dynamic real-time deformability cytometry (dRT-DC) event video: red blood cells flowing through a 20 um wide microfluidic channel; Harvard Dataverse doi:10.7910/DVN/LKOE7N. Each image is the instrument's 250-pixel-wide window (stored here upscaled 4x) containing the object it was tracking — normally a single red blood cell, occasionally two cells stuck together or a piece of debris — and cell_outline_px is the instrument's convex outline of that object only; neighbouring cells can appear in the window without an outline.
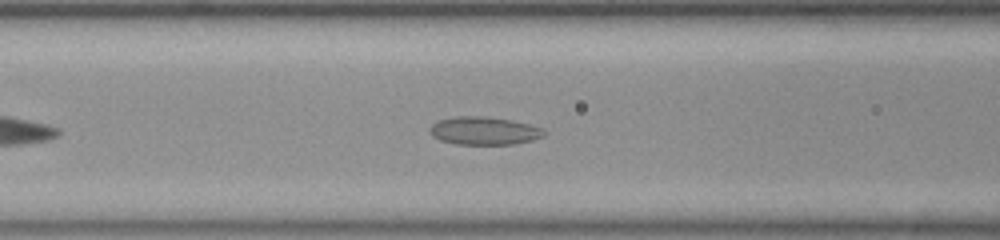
{"species": "common noctule bat (a hibernating species)", "species_latin": "Nyctalus noctula", "temperature_condition": "room temperature", "stored_images_in_passage": 35, "camera_frame_rate_fps": 3000, "um_per_image_px": 0.085, "animal": {"sex": "female", "body_mass_g": 23.0, "forearm_length_mm": 53.4}, "frame": {"image": 1, "passage_image": 7, "time_ms": 2.0, "image_size_px": [1000, 240], "cell_outline_px": [[544, 136], [532, 140], [512, 144], [456, 144], [440, 140], [432, 136], [428, 132], [428, 128], [432, 124], [440, 120], [456, 116], [484, 116], [512, 120], [544, 128]], "centroid_in_image_um": [41.12, 11.11], "position_along_channel_um": 125.5, "area_um2": 18.67}}
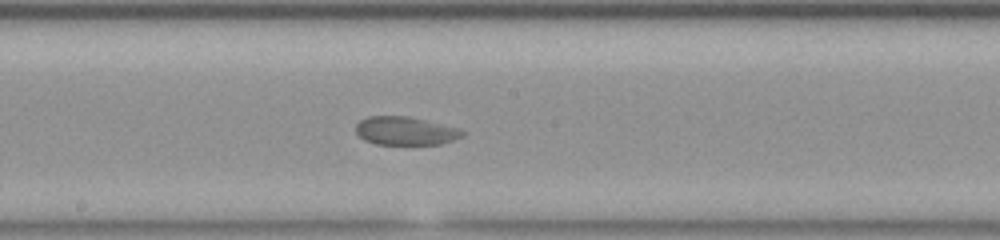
{"frame": {"image": 2, "passage_image": 14, "time_ms": 4.333, "image_size_px": [1000, 240], "cell_outline_px": [[464, 136], [440, 144], [376, 144], [364, 140], [356, 132], [356, 124], [360, 120], [368, 116], [408, 116], [460, 128], [464, 132]], "centroid_in_image_um": [34.46, 11.12], "position_along_channel_um": 213.7, "area_um2": 17.57}}
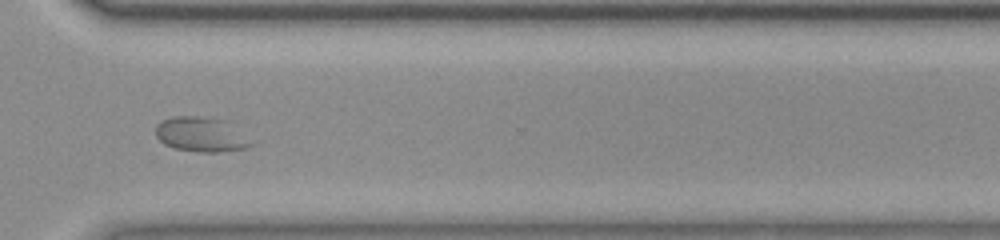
{"frame": {"image": 3, "passage_image": 25, "time_ms": 8.0, "image_size_px": [1000, 240], "cell_outline_px": [[252, 144], [248, 148], [216, 152], [200, 152], [176, 148], [164, 144], [156, 136], [156, 124], [160, 120], [172, 116], [196, 116], [224, 120]], "centroid_in_image_um": [16.99, 11.43], "position_along_channel_um": 353.6, "area_um2": 18.79}, "authors_computed_cell_mechanics": {"area_um2": 18.6694, "velocity_mm_per_s": 3.8077, "shape_relaxation_time_tau1_ms": null, "shape_relaxation_time_tau2_ms": 1.1406, "deformation_change_tau1": null, "deformation_change_tau2": 0.055}}